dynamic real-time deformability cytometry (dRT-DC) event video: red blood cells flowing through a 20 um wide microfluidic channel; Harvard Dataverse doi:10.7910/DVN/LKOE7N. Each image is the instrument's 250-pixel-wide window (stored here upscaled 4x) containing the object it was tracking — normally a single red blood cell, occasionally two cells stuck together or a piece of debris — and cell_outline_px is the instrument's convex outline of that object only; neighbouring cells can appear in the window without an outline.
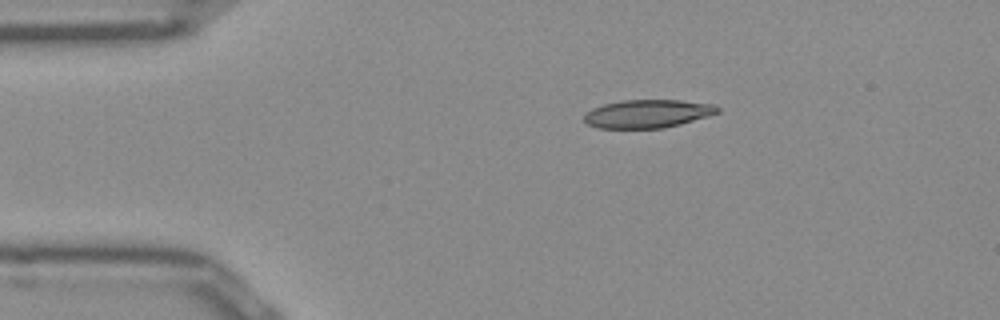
{"species": "Egyptian fruit bat (a non-hibernating species)", "species_latin": "Rousettus aegyptiacus", "temperature_condition": "room temperature", "stored_images_in_passage": 43, "camera_frame_rate_fps": 3000, "um_per_image_px": 0.085, "frame": {"image": 1, "passage_image": 1, "time_ms": 0.0, "image_size_px": [1000, 320], "cell_outline_px": [[720, 112], [708, 116], [680, 124], [664, 128], [596, 128], [588, 124], [584, 120], [584, 116], [592, 108], [604, 104], [620, 100], [680, 100], [716, 104], [720, 108]], "centroid_in_image_um": [55.07, 9.66], "position_along_channel_um": 29.9, "area_um2": 22.02}}
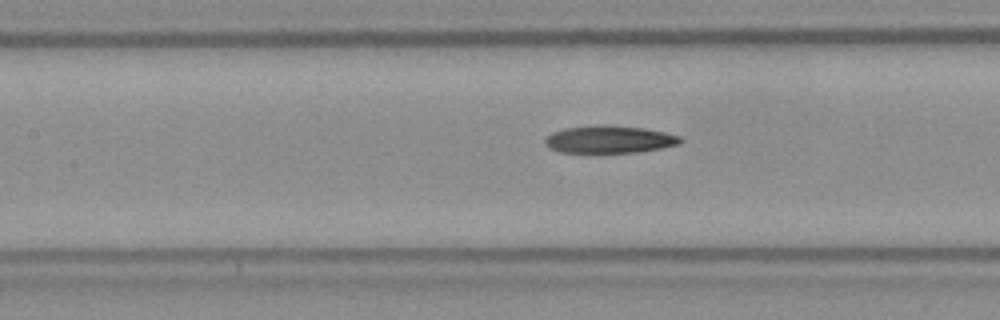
{"frame": {"image": 2, "passage_image": 14, "time_ms": 4.333, "image_size_px": [1000, 320], "cell_outline_px": [[684, 140], [680, 144], [664, 148], [640, 152], [560, 152], [548, 148], [544, 144], [544, 140], [552, 132], [564, 128], [604, 124], [644, 128], [664, 132], [680, 136]], "centroid_in_image_um": [51.82, 11.85], "position_along_channel_um": 155.6, "area_um2": 21.85}}
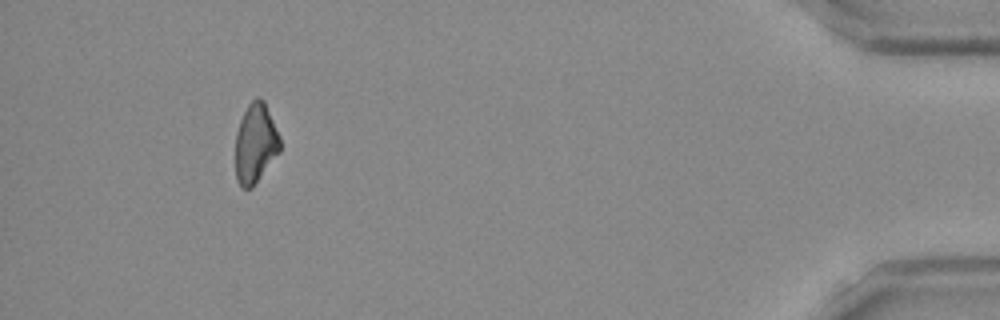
{"frame": {"image": 3, "passage_image": 39, "time_ms": 12.667, "image_size_px": [1000, 320], "cell_outline_px": [[280, 152], [252, 188], [240, 188], [236, 180], [236, 132], [240, 120], [248, 104], [256, 96], [260, 96], [264, 100], [280, 136]], "centroid_in_image_um": [21.72, 12.18], "position_along_channel_um": 413.5, "area_um2": 20.87}}